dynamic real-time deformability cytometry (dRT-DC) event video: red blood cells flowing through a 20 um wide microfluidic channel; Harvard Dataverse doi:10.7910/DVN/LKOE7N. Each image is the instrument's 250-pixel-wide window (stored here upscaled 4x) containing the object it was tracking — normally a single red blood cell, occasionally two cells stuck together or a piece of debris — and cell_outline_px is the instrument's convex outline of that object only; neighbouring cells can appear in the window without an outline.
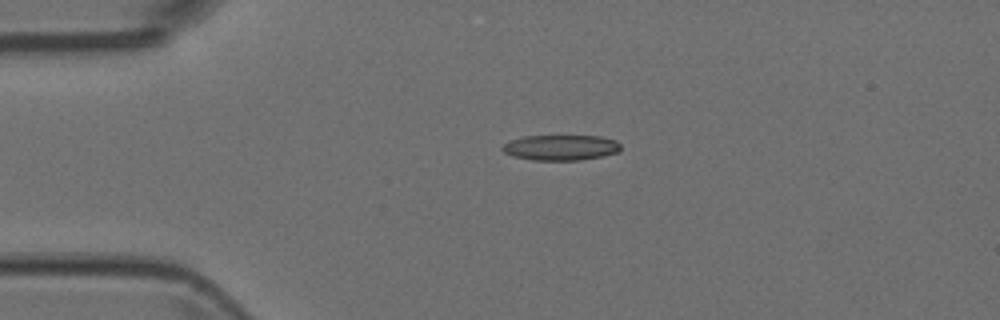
{"species": "Egyptian fruit bat (a non-hibernating species)", "species_latin": "Rousettus aegyptiacus", "temperature_condition": "room temperature", "stored_images_in_passage": 5, "camera_frame_rate_fps": 3000, "um_per_image_px": 0.085, "animal": {"sex": "female"}, "frame": {"image": 1, "passage_image": 4, "time_ms": 1.0, "image_size_px": [1000, 320], "cell_outline_px": [[620, 152], [580, 160], [532, 160], [512, 156], [504, 152], [500, 148], [508, 140], [524, 136], [600, 136], [616, 140], [620, 144]], "centroid_in_image_um": [47.64, 12.54], "position_along_channel_um": 37.4, "area_um2": 17.63}}